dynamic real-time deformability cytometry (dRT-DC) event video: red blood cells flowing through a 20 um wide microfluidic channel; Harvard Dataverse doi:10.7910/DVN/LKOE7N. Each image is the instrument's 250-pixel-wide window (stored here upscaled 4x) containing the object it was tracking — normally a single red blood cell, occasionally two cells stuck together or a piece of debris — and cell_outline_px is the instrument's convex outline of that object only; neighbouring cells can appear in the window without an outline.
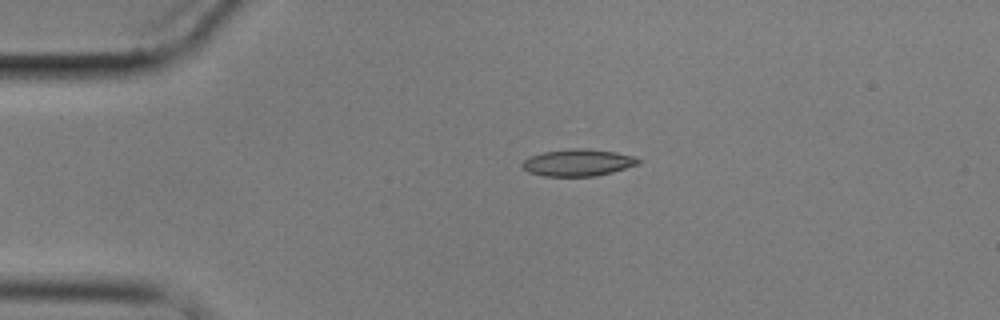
{"species": "common noctule bat (a hibernating species)", "species_latin": "Nyctalus noctula", "temperature_condition": "cold", "stored_images_in_passage": 4, "camera_frame_rate_fps": 3000, "um_per_image_px": 0.085, "animal": {"sex": "male", "body_mass_g": 17.9}, "frame": {"image": 1, "passage_image": 3, "time_ms": 3.0, "image_size_px": [1000, 320], "cell_outline_px": [[640, 164], [612, 172], [596, 176], [544, 176], [528, 172], [520, 164], [528, 156], [544, 152], [572, 148], [580, 148], [616, 152], [632, 156], [640, 160]], "centroid_in_image_um": [49.1, 13.82], "position_along_channel_um": 35.9, "area_um2": 18.15}}